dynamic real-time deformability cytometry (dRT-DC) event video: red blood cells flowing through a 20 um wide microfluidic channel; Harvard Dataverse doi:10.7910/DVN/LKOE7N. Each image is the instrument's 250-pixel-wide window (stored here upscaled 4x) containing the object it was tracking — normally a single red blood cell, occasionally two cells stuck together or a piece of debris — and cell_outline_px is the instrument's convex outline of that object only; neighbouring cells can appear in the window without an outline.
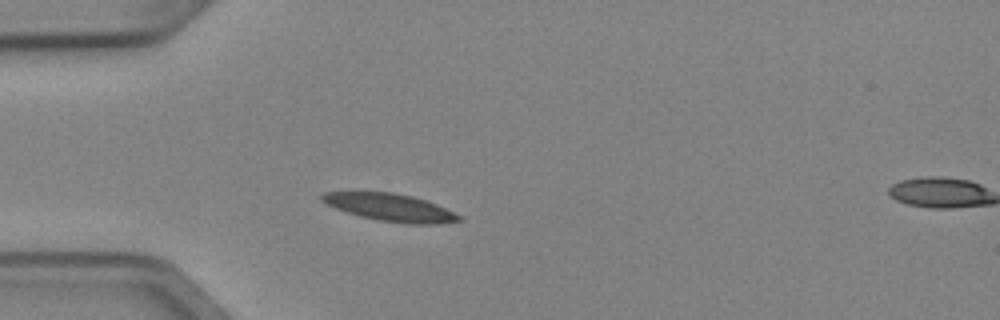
{"species": "Egyptian fruit bat (a non-hibernating species)", "species_latin": "Rousettus aegyptiacus", "temperature_condition": "cold", "stored_images_in_passage": 2, "segment_of_instrument_passage": [1, 2], "camera_frame_rate_fps": 3000, "um_per_image_px": 0.085, "animal": {"sex": "female"}, "frame": {"image": 1, "passage_image": 1, "time_ms": 0.0, "image_size_px": [1000, 320], "cell_outline_px": [[464, 220], [440, 224], [408, 224], [376, 220], [360, 216], [324, 204], [320, 200], [320, 196], [324, 192], [392, 192], [412, 196], [436, 204], [460, 216]], "centroid_in_image_um": [33.15, 17.64], "position_along_channel_um": 51.9, "area_um2": 21.91}}